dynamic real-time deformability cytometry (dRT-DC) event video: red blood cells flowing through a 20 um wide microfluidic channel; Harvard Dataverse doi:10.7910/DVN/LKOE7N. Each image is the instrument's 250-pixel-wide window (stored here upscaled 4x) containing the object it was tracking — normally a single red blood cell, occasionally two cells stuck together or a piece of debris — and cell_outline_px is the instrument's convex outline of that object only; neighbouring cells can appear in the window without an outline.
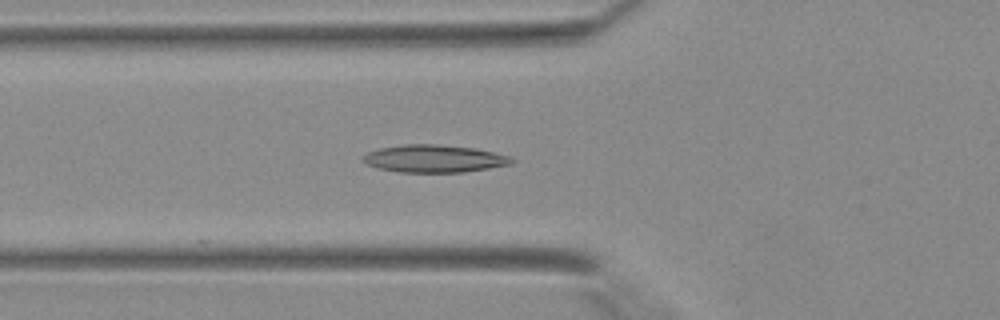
{"species": "Egyptian fruit bat (a non-hibernating species)", "species_latin": "Rousettus aegyptiacus", "temperature_condition": "warm", "stored_images_in_passage": 29, "camera_frame_rate_fps": 3000, "um_per_image_px": 0.085, "animal": {"sex": "female"}, "frame": {"image": 1, "passage_image": 5, "time_ms": 1.333, "image_size_px": [1000, 320], "cell_outline_px": [[516, 160], [512, 164], [464, 172], [400, 172], [380, 168], [368, 164], [360, 160], [360, 156], [368, 152], [380, 148], [404, 144], [436, 144], [472, 148], [512, 156]], "centroid_in_image_um": [36.9, 13.48], "position_along_channel_um": 88.9, "area_um2": 23.81}}
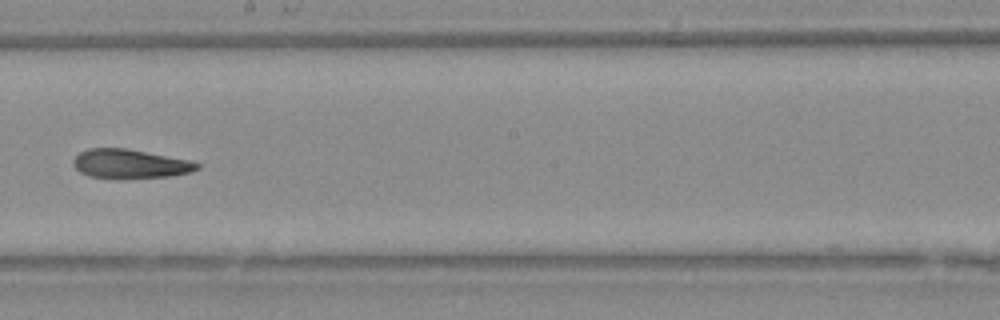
{"frame": {"image": 2, "passage_image": 14, "time_ms": 4.333, "image_size_px": [1000, 320], "cell_outline_px": [[200, 168], [188, 172], [168, 176], [88, 176], [80, 172], [72, 164], [72, 160], [80, 152], [88, 148], [124, 148], [188, 160], [200, 164]], "centroid_in_image_um": [11.0, 13.88], "position_along_channel_um": 237.2, "area_um2": 19.94}}
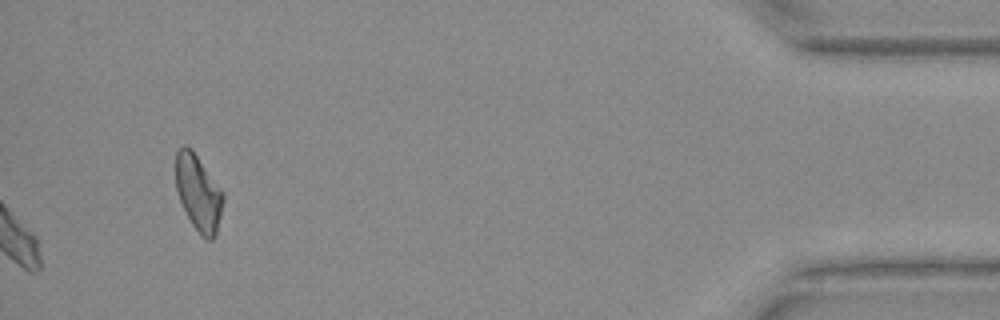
{"frame": {"image": 3, "passage_image": 29, "time_ms": 9.333, "image_size_px": [1000, 320], "cell_outline_px": [[224, 200], [216, 232], [212, 240], [208, 240], [200, 236], [192, 224], [180, 200], [176, 188], [176, 152], [184, 144], [192, 148], [224, 192]], "centroid_in_image_um": [16.87, 16.37], "position_along_channel_um": 418.3, "area_um2": 20.98}}